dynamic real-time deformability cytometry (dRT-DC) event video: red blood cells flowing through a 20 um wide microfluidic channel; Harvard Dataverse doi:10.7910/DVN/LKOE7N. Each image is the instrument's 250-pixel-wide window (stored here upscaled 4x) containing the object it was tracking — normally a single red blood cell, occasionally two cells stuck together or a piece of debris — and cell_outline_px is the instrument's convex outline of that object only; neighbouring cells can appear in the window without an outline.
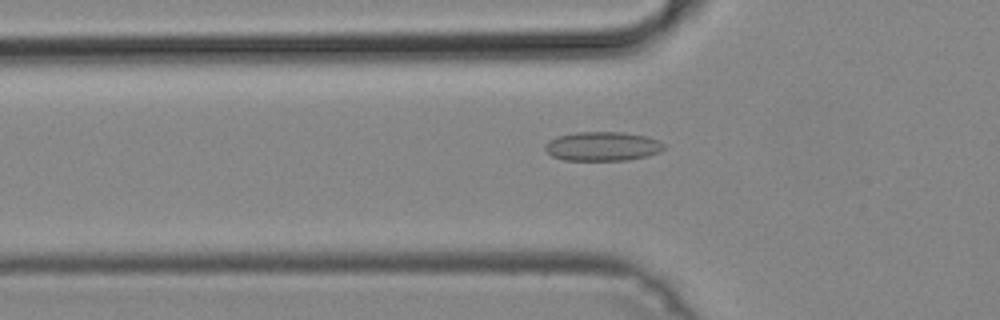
{"species": "common noctule bat (a hibernating species)", "species_latin": "Nyctalus noctula", "temperature_condition": "cold", "stored_images_in_passage": 50, "camera_frame_rate_fps": 3000, "um_per_image_px": 0.085, "animal": {"sex": "male", "body_mass_g": 19.2, "forearm_length_mm": 51.8}, "frame": {"image": 1, "passage_image": 17, "time_ms": 5.333, "image_size_px": [1000, 320], "cell_outline_px": [[664, 148], [660, 152], [648, 156], [628, 160], [564, 160], [552, 156], [544, 148], [544, 144], [548, 140], [556, 136], [576, 132], [620, 132], [648, 136], [660, 140], [664, 144]], "centroid_in_image_um": [51.22, 12.43], "position_along_channel_um": 74.6, "area_um2": 20.4}}
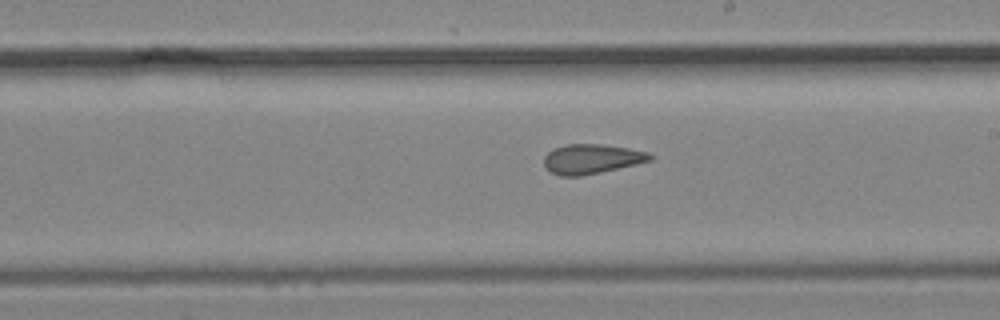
{"frame": {"image": 2, "passage_image": 29, "time_ms": 9.333, "image_size_px": [1000, 320], "cell_outline_px": [[652, 160], [636, 164], [600, 172], [580, 176], [560, 176], [552, 172], [544, 164], [544, 156], [548, 152], [564, 144], [600, 144], [628, 148], [648, 152], [652, 156]], "centroid_in_image_um": [50.28, 13.5], "position_along_channel_um": 238.7, "area_um2": 18.09}}
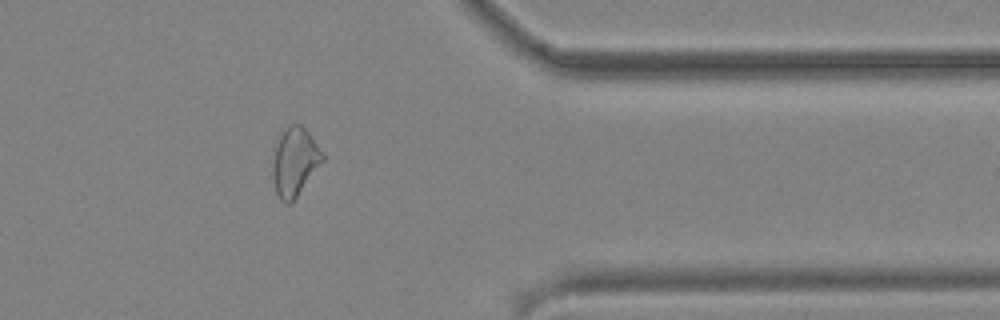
{"frame": {"image": 3, "passage_image": 41, "time_ms": 13.333, "image_size_px": [1000, 320], "cell_outline_px": [[324, 160], [296, 196], [288, 204], [284, 204], [280, 200], [276, 192], [272, 176], [272, 160], [276, 144], [284, 128], [288, 124], [300, 124], [308, 132], [324, 152]], "centroid_in_image_um": [25.04, 13.73], "position_along_channel_um": 386.4, "area_um2": 19.83}}